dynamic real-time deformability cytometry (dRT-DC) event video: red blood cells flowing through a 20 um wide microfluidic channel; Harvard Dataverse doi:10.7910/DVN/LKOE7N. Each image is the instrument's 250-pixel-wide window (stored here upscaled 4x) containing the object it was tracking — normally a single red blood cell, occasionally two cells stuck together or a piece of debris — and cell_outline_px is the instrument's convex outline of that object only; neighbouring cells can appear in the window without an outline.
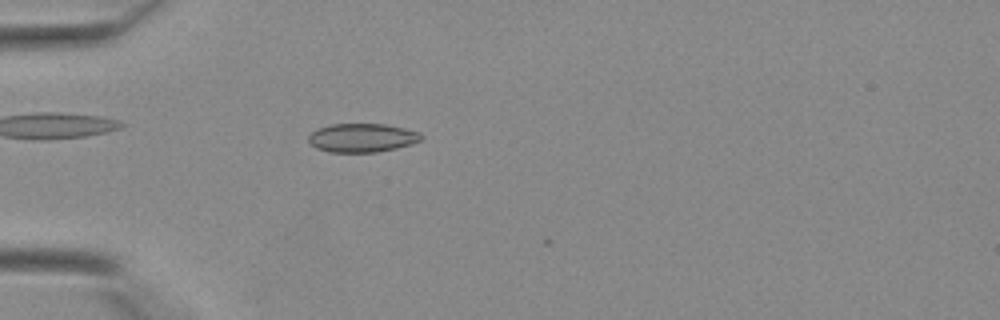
{"species": "Egyptian fruit bat (a non-hibernating species)", "species_latin": "Rousettus aegyptiacus", "temperature_condition": "warm", "stored_images_in_passage": 7, "camera_frame_rate_fps": 3000, "um_per_image_px": 0.085, "animal": {"sex": "female"}, "frame": {"image": 1, "passage_image": 1, "time_ms": 0.0, "image_size_px": [1000, 320], "cell_outline_px": [[424, 136], [420, 140], [412, 144], [396, 148], [376, 152], [328, 152], [316, 148], [308, 140], [308, 136], [312, 132], [320, 128], [332, 124], [384, 124], [420, 132]], "centroid_in_image_um": [30.79, 11.72], "position_along_channel_um": 54.2, "area_um2": 18.73}}
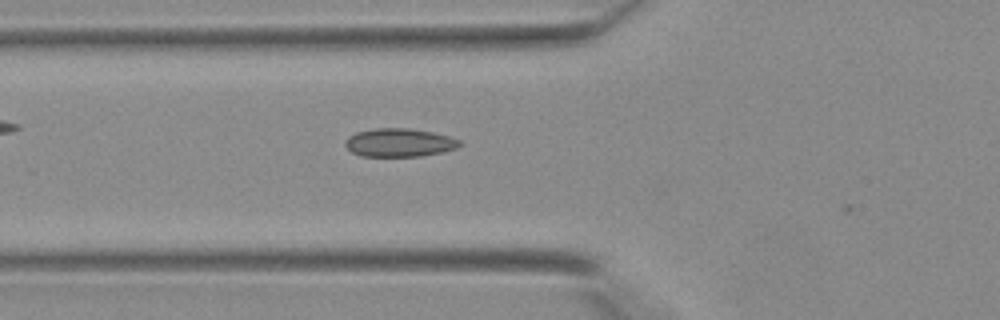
{"frame": {"image": 2, "passage_image": 4, "time_ms": 1.0, "image_size_px": [1000, 320], "cell_outline_px": [[464, 144], [456, 148], [440, 152], [420, 156], [360, 156], [352, 152], [344, 144], [344, 140], [348, 136], [356, 132], [376, 128], [408, 128], [432, 132], [448, 136], [460, 140]], "centroid_in_image_um": [33.92, 12.12], "position_along_channel_um": 91.9, "area_um2": 18.9}}
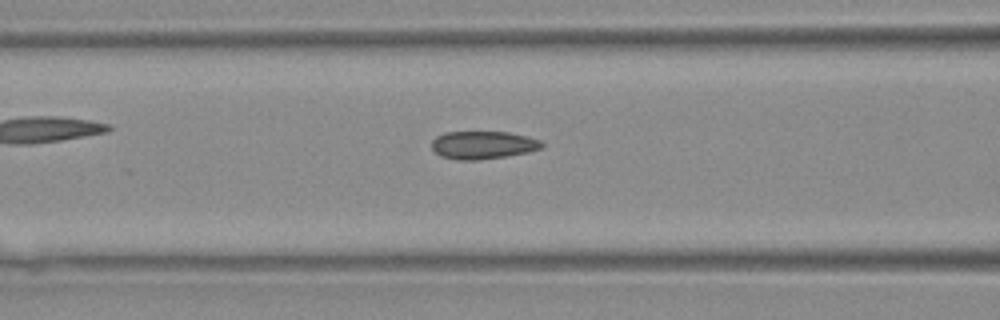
{"frame": {"image": 3, "passage_image": 6, "time_ms": 1.667, "image_size_px": [1000, 320], "cell_outline_px": [[544, 144], [540, 148], [528, 152], [508, 156], [476, 160], [456, 160], [440, 156], [432, 148], [432, 140], [436, 136], [444, 132], [508, 132], [540, 140]], "centroid_in_image_um": [41.01, 12.33], "position_along_channel_um": 125.6, "area_um2": 17.86}}